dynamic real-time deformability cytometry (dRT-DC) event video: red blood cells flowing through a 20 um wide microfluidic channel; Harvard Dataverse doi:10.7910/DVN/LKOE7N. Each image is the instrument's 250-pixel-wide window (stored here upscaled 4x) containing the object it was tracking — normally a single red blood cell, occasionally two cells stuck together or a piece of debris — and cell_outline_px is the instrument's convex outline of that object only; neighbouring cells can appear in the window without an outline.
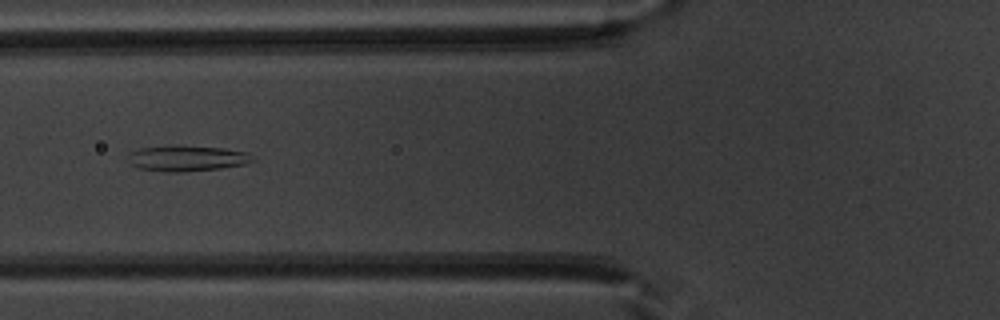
{"species": "common noctule bat (a hibernating species)", "species_latin": "Nyctalus noctula", "temperature_condition": "warm", "stored_images_in_passage": 34, "camera_frame_rate_fps": 3000, "um_per_image_px": 0.085, "animal": {"sex": "male", "body_mass_g": 20.1, "forearm_length_mm": 53.5}, "frame": {"image": 1, "passage_image": 20, "time_ms": 6.333, "image_size_px": [1000, 320], "cell_outline_px": [[256, 160], [244, 164], [220, 168], [180, 172], [168, 172], [140, 168], [132, 164], [128, 152], [140, 148], [172, 144], [176, 144], [224, 148], [248, 152]], "centroid_in_image_um": [15.91, 13.43], "position_along_channel_um": 109.9, "area_um2": 18.84}}
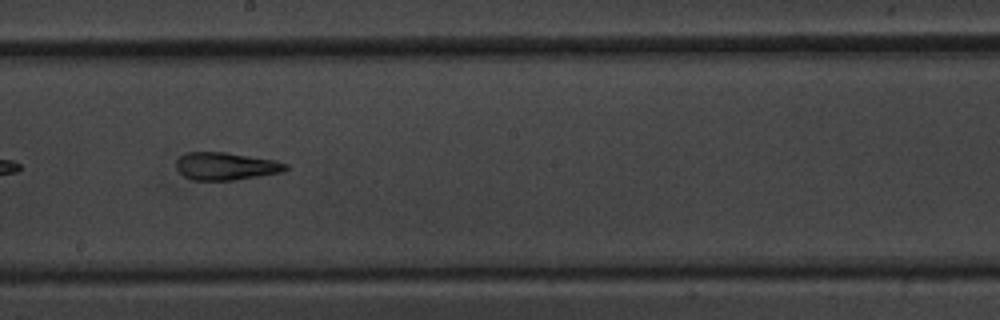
{"frame": {"image": 2, "passage_image": 29, "time_ms": 9.333, "image_size_px": [1000, 320], "cell_outline_px": [[288, 168], [284, 172], [236, 180], [192, 180], [184, 176], [176, 168], [176, 160], [180, 156], [188, 152], [224, 152], [276, 160], [288, 164]], "centroid_in_image_um": [19.22, 14.13], "position_along_channel_um": 229.0, "area_um2": 17.74}}